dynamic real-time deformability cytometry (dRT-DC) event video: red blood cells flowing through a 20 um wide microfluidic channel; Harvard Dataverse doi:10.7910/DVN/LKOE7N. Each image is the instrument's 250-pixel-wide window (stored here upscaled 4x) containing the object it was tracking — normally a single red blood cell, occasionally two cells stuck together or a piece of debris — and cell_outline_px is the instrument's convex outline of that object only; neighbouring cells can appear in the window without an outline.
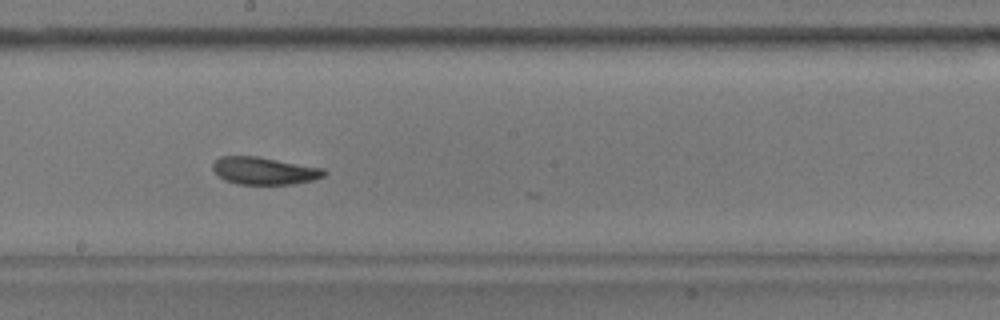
{"species": "common noctule bat (a hibernating species)", "species_latin": "Nyctalus noctula", "temperature_condition": "warm", "stored_images_in_passage": 32, "camera_frame_rate_fps": 3000, "um_per_image_px": 0.085, "animal": {"sex": "male", "body_mass_g": 17.9}, "frame": {"image": 1, "passage_image": 31, "time_ms": 10.0, "image_size_px": [1000, 320], "cell_outline_px": [[328, 172], [324, 176], [312, 180], [292, 184], [236, 184], [224, 180], [212, 168], [212, 164], [220, 156], [256, 156], [324, 168]], "centroid_in_image_um": [22.47, 14.51], "position_along_channel_um": 225.7, "area_um2": 17.74}}